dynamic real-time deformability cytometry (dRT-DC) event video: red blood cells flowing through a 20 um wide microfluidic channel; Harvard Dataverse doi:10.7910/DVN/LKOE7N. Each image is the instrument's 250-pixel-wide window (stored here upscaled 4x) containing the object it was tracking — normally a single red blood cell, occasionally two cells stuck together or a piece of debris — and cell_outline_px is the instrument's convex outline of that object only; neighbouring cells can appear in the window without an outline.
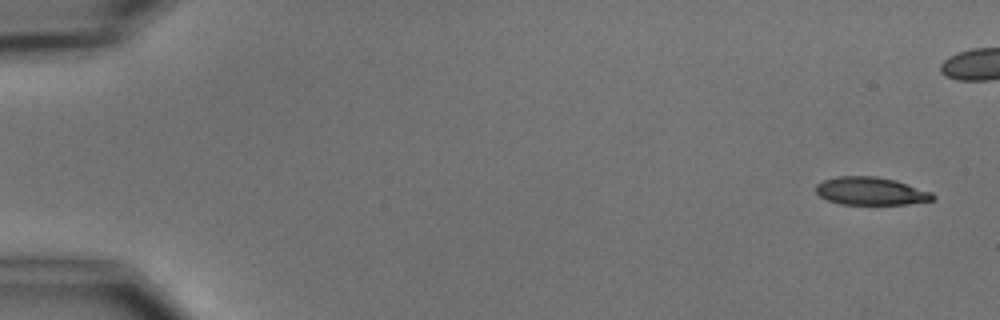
{"species": "common noctule bat (a hibernating species)", "species_latin": "Nyctalus noctula", "temperature_condition": "cold", "stored_images_in_passage": 5, "camera_frame_rate_fps": 3000, "um_per_image_px": 0.085, "animal": {"sex": "male", "body_mass_g": 15.6}, "frame": {"image": 1, "passage_image": 1, "time_ms": 0.0, "image_size_px": [1000, 320], "cell_outline_px": [[936, 200], [908, 204], [840, 204], [828, 200], [820, 196], [816, 192], [816, 184], [824, 180], [836, 176], [876, 176], [896, 180], [932, 192], [936, 196]], "centroid_in_image_um": [74.05, 16.24], "position_along_channel_um": 10.9, "area_um2": 19.13}}